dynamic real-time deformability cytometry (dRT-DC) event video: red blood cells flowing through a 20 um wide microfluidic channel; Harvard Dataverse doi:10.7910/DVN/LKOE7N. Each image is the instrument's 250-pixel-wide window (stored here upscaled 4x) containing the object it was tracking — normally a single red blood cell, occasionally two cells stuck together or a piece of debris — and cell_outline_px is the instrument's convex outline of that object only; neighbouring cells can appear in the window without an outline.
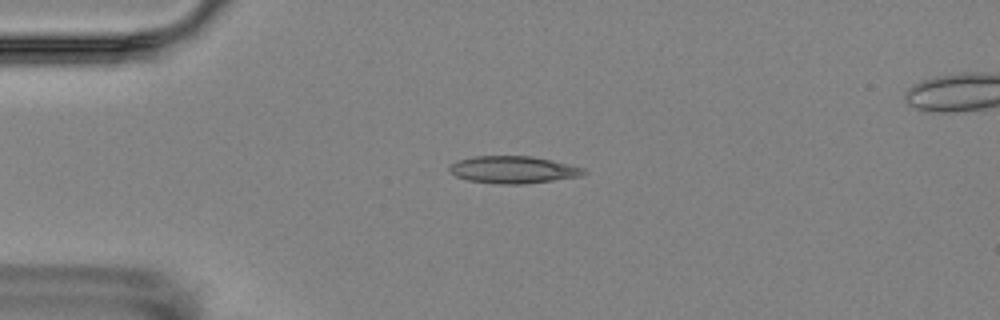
{"species": "Egyptian fruit bat (a non-hibernating species)", "species_latin": "Rousettus aegyptiacus", "temperature_condition": "room temperature", "stored_images_in_passage": 6, "camera_frame_rate_fps": 3000, "um_per_image_px": 0.085, "animal": {"sex": "female"}, "frame": {"image": 1, "passage_image": 4, "time_ms": 4.333, "image_size_px": [1000, 320], "cell_outline_px": [[588, 172], [580, 176], [524, 184], [496, 184], [468, 180], [456, 176], [448, 172], [448, 168], [452, 164], [460, 160], [476, 156], [532, 156], [584, 168]], "centroid_in_image_um": [43.6, 14.43], "position_along_channel_um": 41.4, "area_um2": 21.1}}